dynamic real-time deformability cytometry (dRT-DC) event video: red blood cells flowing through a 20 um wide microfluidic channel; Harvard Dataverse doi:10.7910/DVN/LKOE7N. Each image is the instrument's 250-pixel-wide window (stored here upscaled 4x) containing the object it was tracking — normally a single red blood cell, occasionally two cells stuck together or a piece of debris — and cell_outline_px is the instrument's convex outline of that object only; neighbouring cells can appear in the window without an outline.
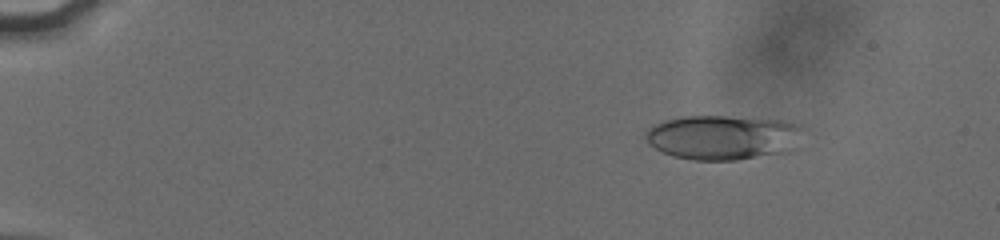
{"species": "human", "species_latin": "Homo sapiens", "temperature_condition": "cold", "stored_images_in_passage": 11, "camera_frame_rate_fps": 3000, "um_per_image_px": 0.085, "donor": {"sex": "male"}, "frame": {"image": 1, "passage_image": 3, "time_ms": 2.0, "image_size_px": [1000, 240], "cell_outline_px": [[800, 128], [792, 148], [788, 152], [736, 160], [692, 160], [672, 156], [648, 144], [644, 136], [644, 132], [648, 128], [664, 120], [680, 116], [724, 116], [780, 120], [792, 124]], "centroid_in_image_um": [61.32, 11.68], "position_along_channel_um": 23.7, "area_um2": 40.46}}
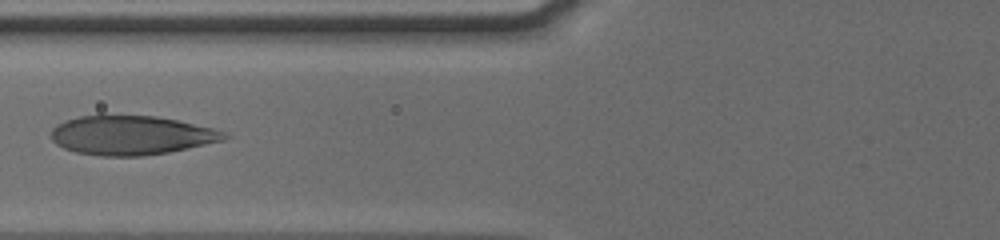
{"frame": {"image": 2, "passage_image": 9, "time_ms": 7.333, "image_size_px": [1000, 240], "cell_outline_px": [[232, 136], [224, 140], [168, 152], [140, 156], [100, 156], [76, 152], [64, 148], [56, 144], [52, 140], [52, 128], [56, 124], [80, 116], [152, 116], [176, 120], [212, 128], [224, 132]], "centroid_in_image_um": [11.15, 11.51], "position_along_channel_um": 114.7, "area_um2": 39.02}}
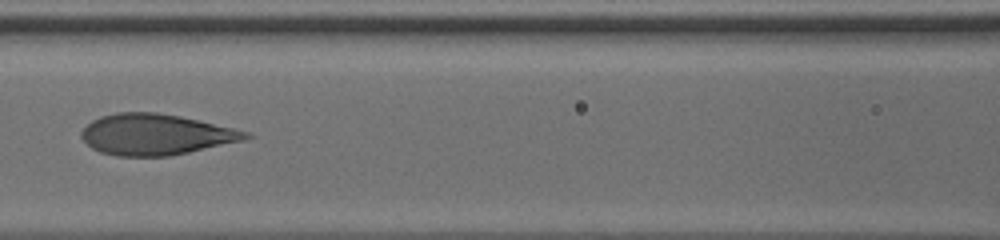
{"frame": {"image": 3, "passage_image": 10, "time_ms": 8.333, "image_size_px": [1000, 240], "cell_outline_px": [[252, 136], [244, 140], [188, 152], [168, 156], [116, 156], [100, 152], [92, 148], [80, 136], [80, 132], [92, 120], [100, 116], [116, 112], [156, 112], [180, 116], [232, 128], [248, 132]], "centroid_in_image_um": [13.19, 11.43], "position_along_channel_um": 153.4, "area_um2": 38.9}}